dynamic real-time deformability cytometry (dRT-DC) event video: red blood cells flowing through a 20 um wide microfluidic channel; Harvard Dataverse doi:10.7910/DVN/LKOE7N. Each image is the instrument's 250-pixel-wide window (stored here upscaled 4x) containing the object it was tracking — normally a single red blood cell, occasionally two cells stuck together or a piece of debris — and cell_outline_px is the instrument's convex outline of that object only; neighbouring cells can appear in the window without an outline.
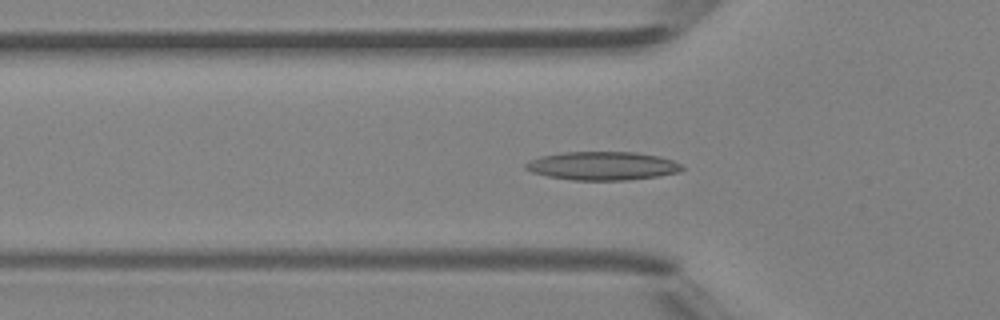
{"species": "Egyptian fruit bat (a non-hibernating species)", "species_latin": "Rousettus aegyptiacus", "temperature_condition": "room temperature", "stored_images_in_passage": 48, "camera_frame_rate_fps": 3000, "um_per_image_px": 0.085, "animal": {"sex": "female"}, "frame": {"image": 1, "passage_image": 16, "time_ms": 5.0, "image_size_px": [1000, 320], "cell_outline_px": [[684, 168], [680, 172], [660, 176], [628, 180], [572, 180], [548, 176], [532, 172], [524, 168], [524, 164], [540, 156], [564, 152], [636, 152], [660, 156], [672, 160], [680, 164]], "centroid_in_image_um": [51.24, 14.1], "position_along_channel_um": 74.6, "area_um2": 26.01}}
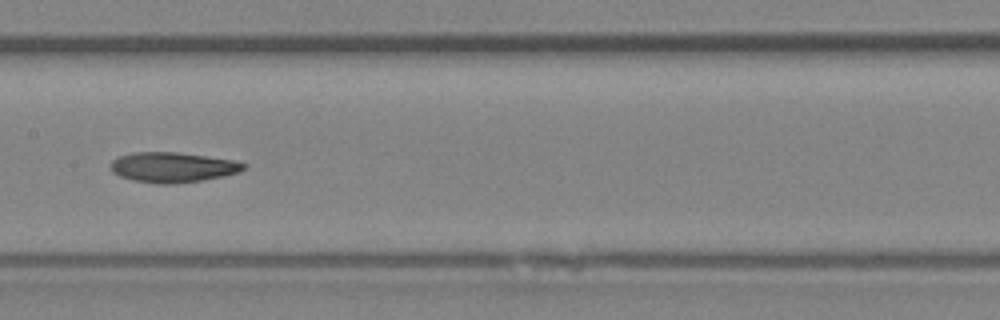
{"frame": {"image": 2, "passage_image": 24, "time_ms": 7.667, "image_size_px": [1000, 320], "cell_outline_px": [[248, 164], [240, 172], [224, 176], [200, 180], [168, 184], [160, 184], [132, 180], [120, 176], [112, 172], [112, 160], [120, 156], [132, 152], [176, 152], [232, 160]], "centroid_in_image_um": [14.67, 14.21], "position_along_channel_um": 192.7, "area_um2": 23.06}}
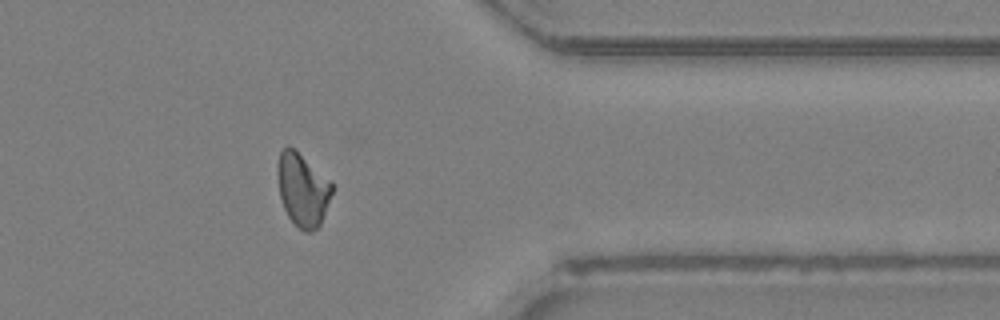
{"frame": {"image": 3, "passage_image": 38, "time_ms": 12.333, "image_size_px": [1000, 320], "cell_outline_px": [[332, 192], [320, 224], [316, 228], [308, 232], [304, 232], [288, 216], [284, 208], [280, 196], [276, 172], [280, 152], [288, 144], [332, 184]], "centroid_in_image_um": [25.68, 16.13], "position_along_channel_um": 385.7, "area_um2": 22.37}, "authors_computed_cell_mechanics": {"area_um2": 23.2934, "velocity_mm_per_s": 4.444, "shape_relaxation_time_tau1_ms": null, "shape_relaxation_time_tau2_ms": 4.8004, "deformation_change_tau1": null, "deformation_change_tau2": 0.1316}}